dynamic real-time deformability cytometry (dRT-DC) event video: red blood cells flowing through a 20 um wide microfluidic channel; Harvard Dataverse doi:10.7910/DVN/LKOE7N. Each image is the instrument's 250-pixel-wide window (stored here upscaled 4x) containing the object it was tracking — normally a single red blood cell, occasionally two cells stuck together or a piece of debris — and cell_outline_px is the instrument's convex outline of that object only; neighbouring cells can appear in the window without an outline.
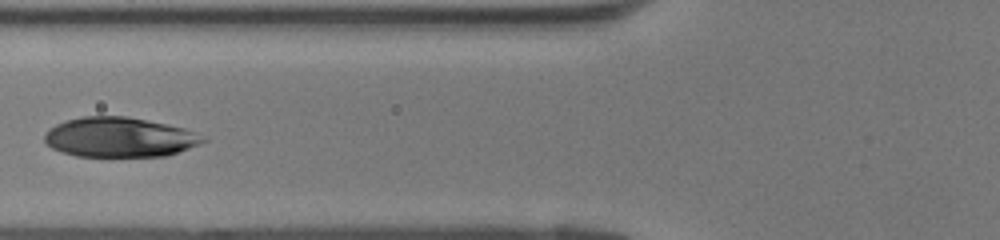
{"species": "human", "species_latin": "Homo sapiens", "temperature_condition": "room temperature", "stored_images_in_passage": 37, "camera_frame_rate_fps": 3000, "um_per_image_px": 0.085, "donor": {"sex": "female"}, "frame": {"image": 1, "passage_image": 12, "time_ms": 3.667, "image_size_px": [1000, 240], "cell_outline_px": [[208, 140], [200, 144], [168, 156], [76, 156], [52, 148], [44, 144], [44, 136], [48, 128], [64, 120], [84, 116], [128, 116], [148, 120], [184, 128], [196, 132]], "centroid_in_image_um": [10.15, 11.66], "position_along_channel_um": 115.7, "area_um2": 36.93}}
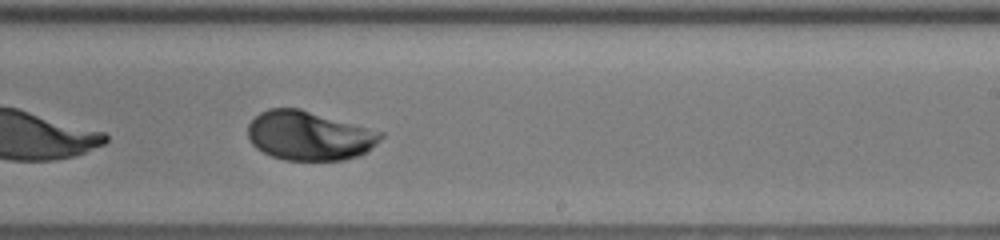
{"frame": {"image": 2, "passage_image": 21, "time_ms": 6.667, "image_size_px": [1000, 240], "cell_outline_px": [[384, 136], [380, 140], [360, 156], [344, 160], [284, 160], [272, 156], [256, 148], [248, 140], [248, 124], [260, 112], [268, 108], [300, 108], [384, 132]], "centroid_in_image_um": [26.27, 11.53], "position_along_channel_um": 262.7, "area_um2": 38.21}}
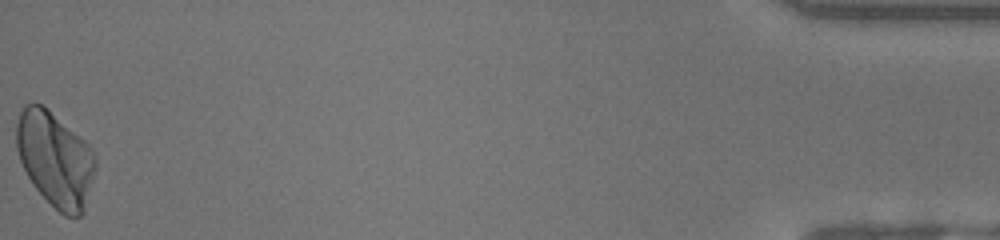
{"frame": {"image": 3, "passage_image": 37, "time_ms": 12.0, "image_size_px": [1000, 240], "cell_outline_px": [[96, 168], [84, 212], [80, 216], [64, 216], [32, 184], [20, 160], [16, 148], [16, 124], [20, 112], [24, 104], [44, 104], [84, 140], [92, 148], [96, 160]], "centroid_in_image_um": [4.69, 13.5], "position_along_channel_um": 430.5, "area_um2": 43.64}}